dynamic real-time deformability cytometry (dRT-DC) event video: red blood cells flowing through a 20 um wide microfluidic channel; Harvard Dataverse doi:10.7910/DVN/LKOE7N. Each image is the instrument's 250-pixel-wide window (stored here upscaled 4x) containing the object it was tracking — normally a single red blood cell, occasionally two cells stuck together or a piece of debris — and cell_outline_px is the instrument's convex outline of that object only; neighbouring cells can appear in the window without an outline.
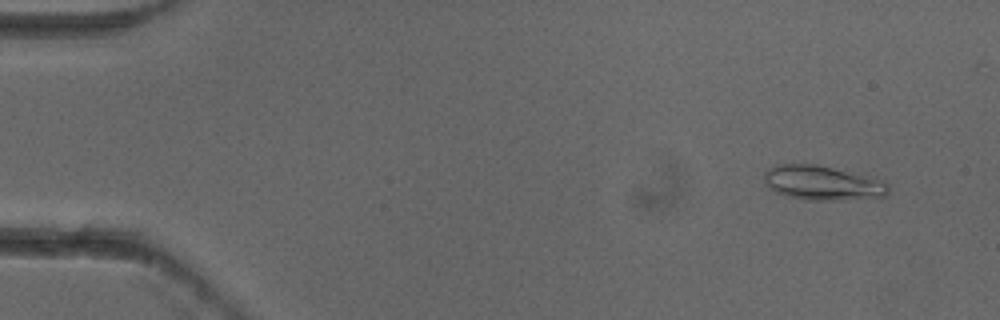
{"species": "common noctule bat (a hibernating species)", "species_latin": "Nyctalus noctula", "temperature_condition": "cold", "stored_images_in_passage": 5, "camera_frame_rate_fps": 3000, "um_per_image_px": 0.085, "animal": {"sex": "female"}, "frame": {"image": 1, "passage_image": 2, "time_ms": 0.333, "image_size_px": [1000, 320], "cell_outline_px": [[888, 192], [884, 196], [836, 200], [804, 200], [788, 196], [776, 192], [768, 188], [764, 176], [764, 172], [772, 168], [784, 164], [812, 164], [832, 168], [884, 180], [888, 184]], "centroid_in_image_um": [69.9, 15.56], "position_along_channel_um": 15.1, "area_um2": 24.45}}